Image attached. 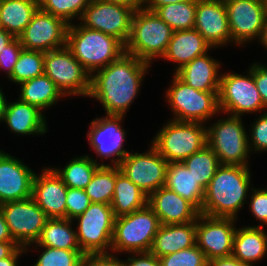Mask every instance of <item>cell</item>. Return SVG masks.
Returning <instances> with one entry per match:
<instances>
[{"label": "cell", "mask_w": 267, "mask_h": 266, "mask_svg": "<svg viewBox=\"0 0 267 266\" xmlns=\"http://www.w3.org/2000/svg\"><path fill=\"white\" fill-rule=\"evenodd\" d=\"M24 247H19L11 256L0 259V266H18L21 254H27Z\"/></svg>", "instance_id": "cell-49"}, {"label": "cell", "mask_w": 267, "mask_h": 266, "mask_svg": "<svg viewBox=\"0 0 267 266\" xmlns=\"http://www.w3.org/2000/svg\"><path fill=\"white\" fill-rule=\"evenodd\" d=\"M224 3L231 43L240 47L253 40L258 41L267 16V8L262 0H224Z\"/></svg>", "instance_id": "cell-16"}, {"label": "cell", "mask_w": 267, "mask_h": 266, "mask_svg": "<svg viewBox=\"0 0 267 266\" xmlns=\"http://www.w3.org/2000/svg\"><path fill=\"white\" fill-rule=\"evenodd\" d=\"M23 46L19 38H14L9 42L2 52H0V70H5L7 78L11 76L14 65L17 63Z\"/></svg>", "instance_id": "cell-44"}, {"label": "cell", "mask_w": 267, "mask_h": 266, "mask_svg": "<svg viewBox=\"0 0 267 266\" xmlns=\"http://www.w3.org/2000/svg\"><path fill=\"white\" fill-rule=\"evenodd\" d=\"M66 219L73 220L91 205L85 189L68 188L66 194Z\"/></svg>", "instance_id": "cell-42"}, {"label": "cell", "mask_w": 267, "mask_h": 266, "mask_svg": "<svg viewBox=\"0 0 267 266\" xmlns=\"http://www.w3.org/2000/svg\"><path fill=\"white\" fill-rule=\"evenodd\" d=\"M152 65L124 53L91 76L90 99L102 104L106 115H124L139 95L143 78Z\"/></svg>", "instance_id": "cell-1"}, {"label": "cell", "mask_w": 267, "mask_h": 266, "mask_svg": "<svg viewBox=\"0 0 267 266\" xmlns=\"http://www.w3.org/2000/svg\"><path fill=\"white\" fill-rule=\"evenodd\" d=\"M197 0L171 3L159 7L155 13L167 23L173 31L194 28Z\"/></svg>", "instance_id": "cell-35"}, {"label": "cell", "mask_w": 267, "mask_h": 266, "mask_svg": "<svg viewBox=\"0 0 267 266\" xmlns=\"http://www.w3.org/2000/svg\"><path fill=\"white\" fill-rule=\"evenodd\" d=\"M14 37L9 33L6 32L3 28L0 29V52L4 50V47L11 42Z\"/></svg>", "instance_id": "cell-54"}, {"label": "cell", "mask_w": 267, "mask_h": 266, "mask_svg": "<svg viewBox=\"0 0 267 266\" xmlns=\"http://www.w3.org/2000/svg\"><path fill=\"white\" fill-rule=\"evenodd\" d=\"M38 9V0H1L0 22L2 28L14 38H18Z\"/></svg>", "instance_id": "cell-30"}, {"label": "cell", "mask_w": 267, "mask_h": 266, "mask_svg": "<svg viewBox=\"0 0 267 266\" xmlns=\"http://www.w3.org/2000/svg\"><path fill=\"white\" fill-rule=\"evenodd\" d=\"M250 166L220 165L205 189L201 214L233 218L248 203L251 190Z\"/></svg>", "instance_id": "cell-2"}, {"label": "cell", "mask_w": 267, "mask_h": 266, "mask_svg": "<svg viewBox=\"0 0 267 266\" xmlns=\"http://www.w3.org/2000/svg\"><path fill=\"white\" fill-rule=\"evenodd\" d=\"M161 266H208L205 253L195 244L159 258Z\"/></svg>", "instance_id": "cell-40"}, {"label": "cell", "mask_w": 267, "mask_h": 266, "mask_svg": "<svg viewBox=\"0 0 267 266\" xmlns=\"http://www.w3.org/2000/svg\"><path fill=\"white\" fill-rule=\"evenodd\" d=\"M148 196L122 172L116 177L114 196L110 203L115 218L131 214L147 205Z\"/></svg>", "instance_id": "cell-32"}, {"label": "cell", "mask_w": 267, "mask_h": 266, "mask_svg": "<svg viewBox=\"0 0 267 266\" xmlns=\"http://www.w3.org/2000/svg\"><path fill=\"white\" fill-rule=\"evenodd\" d=\"M69 24L40 9L18 37L24 49L46 53L66 46Z\"/></svg>", "instance_id": "cell-17"}, {"label": "cell", "mask_w": 267, "mask_h": 266, "mask_svg": "<svg viewBox=\"0 0 267 266\" xmlns=\"http://www.w3.org/2000/svg\"><path fill=\"white\" fill-rule=\"evenodd\" d=\"M121 172L119 166L100 165L92 176L85 191L92 203L110 205L115 189L117 175Z\"/></svg>", "instance_id": "cell-34"}, {"label": "cell", "mask_w": 267, "mask_h": 266, "mask_svg": "<svg viewBox=\"0 0 267 266\" xmlns=\"http://www.w3.org/2000/svg\"><path fill=\"white\" fill-rule=\"evenodd\" d=\"M208 266H252L242 263L233 256L214 258L208 261Z\"/></svg>", "instance_id": "cell-48"}, {"label": "cell", "mask_w": 267, "mask_h": 266, "mask_svg": "<svg viewBox=\"0 0 267 266\" xmlns=\"http://www.w3.org/2000/svg\"><path fill=\"white\" fill-rule=\"evenodd\" d=\"M152 145L168 162H183L207 145V127L198 122L169 120L156 132Z\"/></svg>", "instance_id": "cell-7"}, {"label": "cell", "mask_w": 267, "mask_h": 266, "mask_svg": "<svg viewBox=\"0 0 267 266\" xmlns=\"http://www.w3.org/2000/svg\"><path fill=\"white\" fill-rule=\"evenodd\" d=\"M258 116L249 129L250 133H247L251 153L267 152V111Z\"/></svg>", "instance_id": "cell-41"}, {"label": "cell", "mask_w": 267, "mask_h": 266, "mask_svg": "<svg viewBox=\"0 0 267 266\" xmlns=\"http://www.w3.org/2000/svg\"><path fill=\"white\" fill-rule=\"evenodd\" d=\"M35 174L22 160L0 150V205L32 197Z\"/></svg>", "instance_id": "cell-19"}, {"label": "cell", "mask_w": 267, "mask_h": 266, "mask_svg": "<svg viewBox=\"0 0 267 266\" xmlns=\"http://www.w3.org/2000/svg\"><path fill=\"white\" fill-rule=\"evenodd\" d=\"M44 74V53L22 49L8 80L17 85Z\"/></svg>", "instance_id": "cell-37"}, {"label": "cell", "mask_w": 267, "mask_h": 266, "mask_svg": "<svg viewBox=\"0 0 267 266\" xmlns=\"http://www.w3.org/2000/svg\"><path fill=\"white\" fill-rule=\"evenodd\" d=\"M72 220L48 218L39 238L34 243L39 246L65 250H81Z\"/></svg>", "instance_id": "cell-31"}, {"label": "cell", "mask_w": 267, "mask_h": 266, "mask_svg": "<svg viewBox=\"0 0 267 266\" xmlns=\"http://www.w3.org/2000/svg\"><path fill=\"white\" fill-rule=\"evenodd\" d=\"M121 261L123 266H161L160 259L150 251L130 253L128 258Z\"/></svg>", "instance_id": "cell-47"}, {"label": "cell", "mask_w": 267, "mask_h": 266, "mask_svg": "<svg viewBox=\"0 0 267 266\" xmlns=\"http://www.w3.org/2000/svg\"><path fill=\"white\" fill-rule=\"evenodd\" d=\"M258 42L261 44V46L267 49V16L264 20L262 32Z\"/></svg>", "instance_id": "cell-55"}, {"label": "cell", "mask_w": 267, "mask_h": 266, "mask_svg": "<svg viewBox=\"0 0 267 266\" xmlns=\"http://www.w3.org/2000/svg\"><path fill=\"white\" fill-rule=\"evenodd\" d=\"M72 221H77L76 234L83 254L110 253L115 221L110 205L91 203Z\"/></svg>", "instance_id": "cell-9"}, {"label": "cell", "mask_w": 267, "mask_h": 266, "mask_svg": "<svg viewBox=\"0 0 267 266\" xmlns=\"http://www.w3.org/2000/svg\"><path fill=\"white\" fill-rule=\"evenodd\" d=\"M249 70L253 74L255 85L263 101V106L267 110V66L263 63L255 62L250 65Z\"/></svg>", "instance_id": "cell-45"}, {"label": "cell", "mask_w": 267, "mask_h": 266, "mask_svg": "<svg viewBox=\"0 0 267 266\" xmlns=\"http://www.w3.org/2000/svg\"><path fill=\"white\" fill-rule=\"evenodd\" d=\"M41 250L39 258L33 266H79L82 256L81 250H65L35 245Z\"/></svg>", "instance_id": "cell-39"}, {"label": "cell", "mask_w": 267, "mask_h": 266, "mask_svg": "<svg viewBox=\"0 0 267 266\" xmlns=\"http://www.w3.org/2000/svg\"><path fill=\"white\" fill-rule=\"evenodd\" d=\"M189 0H145L144 7L150 11H156L159 7H162L171 3H180Z\"/></svg>", "instance_id": "cell-50"}, {"label": "cell", "mask_w": 267, "mask_h": 266, "mask_svg": "<svg viewBox=\"0 0 267 266\" xmlns=\"http://www.w3.org/2000/svg\"><path fill=\"white\" fill-rule=\"evenodd\" d=\"M45 113L19 98L6 104L3 122L15 135H42L48 132Z\"/></svg>", "instance_id": "cell-23"}, {"label": "cell", "mask_w": 267, "mask_h": 266, "mask_svg": "<svg viewBox=\"0 0 267 266\" xmlns=\"http://www.w3.org/2000/svg\"><path fill=\"white\" fill-rule=\"evenodd\" d=\"M18 248L15 242H0V259L11 256Z\"/></svg>", "instance_id": "cell-52"}, {"label": "cell", "mask_w": 267, "mask_h": 266, "mask_svg": "<svg viewBox=\"0 0 267 266\" xmlns=\"http://www.w3.org/2000/svg\"><path fill=\"white\" fill-rule=\"evenodd\" d=\"M66 46L91 76L125 53V45L116 37L73 23L68 27Z\"/></svg>", "instance_id": "cell-3"}, {"label": "cell", "mask_w": 267, "mask_h": 266, "mask_svg": "<svg viewBox=\"0 0 267 266\" xmlns=\"http://www.w3.org/2000/svg\"><path fill=\"white\" fill-rule=\"evenodd\" d=\"M67 187L53 168L36 173L32 184V198L48 218H66Z\"/></svg>", "instance_id": "cell-21"}, {"label": "cell", "mask_w": 267, "mask_h": 266, "mask_svg": "<svg viewBox=\"0 0 267 266\" xmlns=\"http://www.w3.org/2000/svg\"><path fill=\"white\" fill-rule=\"evenodd\" d=\"M134 9L125 5L101 0H91L85 8L80 24L88 29L101 31L126 44Z\"/></svg>", "instance_id": "cell-15"}, {"label": "cell", "mask_w": 267, "mask_h": 266, "mask_svg": "<svg viewBox=\"0 0 267 266\" xmlns=\"http://www.w3.org/2000/svg\"><path fill=\"white\" fill-rule=\"evenodd\" d=\"M196 244V221L184 224H161L150 252L158 258Z\"/></svg>", "instance_id": "cell-26"}, {"label": "cell", "mask_w": 267, "mask_h": 266, "mask_svg": "<svg viewBox=\"0 0 267 266\" xmlns=\"http://www.w3.org/2000/svg\"><path fill=\"white\" fill-rule=\"evenodd\" d=\"M100 165L108 164L104 162L99 164L97 158L94 160L90 155L85 154L74 157L64 168L53 169L62 178L67 188L85 189Z\"/></svg>", "instance_id": "cell-33"}, {"label": "cell", "mask_w": 267, "mask_h": 266, "mask_svg": "<svg viewBox=\"0 0 267 266\" xmlns=\"http://www.w3.org/2000/svg\"><path fill=\"white\" fill-rule=\"evenodd\" d=\"M194 28L214 49L231 45L224 0H197Z\"/></svg>", "instance_id": "cell-20"}, {"label": "cell", "mask_w": 267, "mask_h": 266, "mask_svg": "<svg viewBox=\"0 0 267 266\" xmlns=\"http://www.w3.org/2000/svg\"><path fill=\"white\" fill-rule=\"evenodd\" d=\"M208 53L194 58L175 74L187 85L200 91H219L221 62Z\"/></svg>", "instance_id": "cell-25"}, {"label": "cell", "mask_w": 267, "mask_h": 266, "mask_svg": "<svg viewBox=\"0 0 267 266\" xmlns=\"http://www.w3.org/2000/svg\"><path fill=\"white\" fill-rule=\"evenodd\" d=\"M247 133L242 117L229 114L207 126V145L218 156L220 165L249 166Z\"/></svg>", "instance_id": "cell-8"}, {"label": "cell", "mask_w": 267, "mask_h": 266, "mask_svg": "<svg viewBox=\"0 0 267 266\" xmlns=\"http://www.w3.org/2000/svg\"><path fill=\"white\" fill-rule=\"evenodd\" d=\"M262 2L264 3V5H265L266 8H267V0H262Z\"/></svg>", "instance_id": "cell-57"}, {"label": "cell", "mask_w": 267, "mask_h": 266, "mask_svg": "<svg viewBox=\"0 0 267 266\" xmlns=\"http://www.w3.org/2000/svg\"><path fill=\"white\" fill-rule=\"evenodd\" d=\"M237 220L201 214L196 220V244L207 260L232 256Z\"/></svg>", "instance_id": "cell-18"}, {"label": "cell", "mask_w": 267, "mask_h": 266, "mask_svg": "<svg viewBox=\"0 0 267 266\" xmlns=\"http://www.w3.org/2000/svg\"><path fill=\"white\" fill-rule=\"evenodd\" d=\"M173 74L172 84L165 94V100L173 112L172 120L205 124L221 113L219 91L196 90L183 82L175 73Z\"/></svg>", "instance_id": "cell-6"}, {"label": "cell", "mask_w": 267, "mask_h": 266, "mask_svg": "<svg viewBox=\"0 0 267 266\" xmlns=\"http://www.w3.org/2000/svg\"><path fill=\"white\" fill-rule=\"evenodd\" d=\"M90 2L91 0H38V5L41 11L60 17L68 24H72L73 19L79 22Z\"/></svg>", "instance_id": "cell-38"}, {"label": "cell", "mask_w": 267, "mask_h": 266, "mask_svg": "<svg viewBox=\"0 0 267 266\" xmlns=\"http://www.w3.org/2000/svg\"><path fill=\"white\" fill-rule=\"evenodd\" d=\"M160 226L159 218L148 205L115 218L110 253L149 252Z\"/></svg>", "instance_id": "cell-5"}, {"label": "cell", "mask_w": 267, "mask_h": 266, "mask_svg": "<svg viewBox=\"0 0 267 266\" xmlns=\"http://www.w3.org/2000/svg\"><path fill=\"white\" fill-rule=\"evenodd\" d=\"M110 3H117L133 8L134 10L144 7L145 0H101Z\"/></svg>", "instance_id": "cell-53"}, {"label": "cell", "mask_w": 267, "mask_h": 266, "mask_svg": "<svg viewBox=\"0 0 267 266\" xmlns=\"http://www.w3.org/2000/svg\"><path fill=\"white\" fill-rule=\"evenodd\" d=\"M124 115H106L93 119L87 132L89 146L100 159H110L111 166H119L129 153L124 148L126 130L122 127Z\"/></svg>", "instance_id": "cell-14"}, {"label": "cell", "mask_w": 267, "mask_h": 266, "mask_svg": "<svg viewBox=\"0 0 267 266\" xmlns=\"http://www.w3.org/2000/svg\"><path fill=\"white\" fill-rule=\"evenodd\" d=\"M0 242H15L9 232L8 225L0 209Z\"/></svg>", "instance_id": "cell-51"}, {"label": "cell", "mask_w": 267, "mask_h": 266, "mask_svg": "<svg viewBox=\"0 0 267 266\" xmlns=\"http://www.w3.org/2000/svg\"><path fill=\"white\" fill-rule=\"evenodd\" d=\"M19 85V99L36 106L41 111L55 106L61 98L66 97L46 74L32 78Z\"/></svg>", "instance_id": "cell-29"}, {"label": "cell", "mask_w": 267, "mask_h": 266, "mask_svg": "<svg viewBox=\"0 0 267 266\" xmlns=\"http://www.w3.org/2000/svg\"><path fill=\"white\" fill-rule=\"evenodd\" d=\"M173 32L154 11L137 9L132 16L125 53L152 64L165 54Z\"/></svg>", "instance_id": "cell-4"}, {"label": "cell", "mask_w": 267, "mask_h": 266, "mask_svg": "<svg viewBox=\"0 0 267 266\" xmlns=\"http://www.w3.org/2000/svg\"><path fill=\"white\" fill-rule=\"evenodd\" d=\"M212 46L195 29L174 31L162 59L176 63L174 73L194 58L211 51Z\"/></svg>", "instance_id": "cell-24"}, {"label": "cell", "mask_w": 267, "mask_h": 266, "mask_svg": "<svg viewBox=\"0 0 267 266\" xmlns=\"http://www.w3.org/2000/svg\"><path fill=\"white\" fill-rule=\"evenodd\" d=\"M46 74L67 96H85L91 89V75L73 56L67 46L44 53Z\"/></svg>", "instance_id": "cell-11"}, {"label": "cell", "mask_w": 267, "mask_h": 266, "mask_svg": "<svg viewBox=\"0 0 267 266\" xmlns=\"http://www.w3.org/2000/svg\"><path fill=\"white\" fill-rule=\"evenodd\" d=\"M189 172L192 173L196 182L206 189L220 166L218 156L213 150L205 145L201 150L193 153L183 161Z\"/></svg>", "instance_id": "cell-36"}, {"label": "cell", "mask_w": 267, "mask_h": 266, "mask_svg": "<svg viewBox=\"0 0 267 266\" xmlns=\"http://www.w3.org/2000/svg\"><path fill=\"white\" fill-rule=\"evenodd\" d=\"M267 232L264 227L239 226L233 238L232 256L242 263L254 266L267 257Z\"/></svg>", "instance_id": "cell-27"}, {"label": "cell", "mask_w": 267, "mask_h": 266, "mask_svg": "<svg viewBox=\"0 0 267 266\" xmlns=\"http://www.w3.org/2000/svg\"><path fill=\"white\" fill-rule=\"evenodd\" d=\"M150 145L149 150L143 153L131 150L119 165L121 172L147 196L164 186L168 165L157 149Z\"/></svg>", "instance_id": "cell-13"}, {"label": "cell", "mask_w": 267, "mask_h": 266, "mask_svg": "<svg viewBox=\"0 0 267 266\" xmlns=\"http://www.w3.org/2000/svg\"><path fill=\"white\" fill-rule=\"evenodd\" d=\"M251 195L249 196V209L254 218L260 222L261 225L257 227L267 226V188H251Z\"/></svg>", "instance_id": "cell-43"}, {"label": "cell", "mask_w": 267, "mask_h": 266, "mask_svg": "<svg viewBox=\"0 0 267 266\" xmlns=\"http://www.w3.org/2000/svg\"><path fill=\"white\" fill-rule=\"evenodd\" d=\"M9 232L19 247L26 251L39 238L48 217L32 197L0 205ZM33 244V245H32Z\"/></svg>", "instance_id": "cell-12"}, {"label": "cell", "mask_w": 267, "mask_h": 266, "mask_svg": "<svg viewBox=\"0 0 267 266\" xmlns=\"http://www.w3.org/2000/svg\"><path fill=\"white\" fill-rule=\"evenodd\" d=\"M147 205L164 225L196 221L200 215L192 203L164 186L148 196Z\"/></svg>", "instance_id": "cell-22"}, {"label": "cell", "mask_w": 267, "mask_h": 266, "mask_svg": "<svg viewBox=\"0 0 267 266\" xmlns=\"http://www.w3.org/2000/svg\"><path fill=\"white\" fill-rule=\"evenodd\" d=\"M164 187L173 190L201 211L205 189L196 182L183 162L168 163Z\"/></svg>", "instance_id": "cell-28"}, {"label": "cell", "mask_w": 267, "mask_h": 266, "mask_svg": "<svg viewBox=\"0 0 267 266\" xmlns=\"http://www.w3.org/2000/svg\"><path fill=\"white\" fill-rule=\"evenodd\" d=\"M246 72V75L233 71L221 73L218 94L221 114L242 117L247 113L266 112L253 74L249 69Z\"/></svg>", "instance_id": "cell-10"}, {"label": "cell", "mask_w": 267, "mask_h": 266, "mask_svg": "<svg viewBox=\"0 0 267 266\" xmlns=\"http://www.w3.org/2000/svg\"><path fill=\"white\" fill-rule=\"evenodd\" d=\"M111 253L84 254L79 266H123L121 259Z\"/></svg>", "instance_id": "cell-46"}, {"label": "cell", "mask_w": 267, "mask_h": 266, "mask_svg": "<svg viewBox=\"0 0 267 266\" xmlns=\"http://www.w3.org/2000/svg\"><path fill=\"white\" fill-rule=\"evenodd\" d=\"M1 89L2 88L0 86V122L3 121L5 108H6V104H7V98L5 97V94H4L3 90H1Z\"/></svg>", "instance_id": "cell-56"}]
</instances>
